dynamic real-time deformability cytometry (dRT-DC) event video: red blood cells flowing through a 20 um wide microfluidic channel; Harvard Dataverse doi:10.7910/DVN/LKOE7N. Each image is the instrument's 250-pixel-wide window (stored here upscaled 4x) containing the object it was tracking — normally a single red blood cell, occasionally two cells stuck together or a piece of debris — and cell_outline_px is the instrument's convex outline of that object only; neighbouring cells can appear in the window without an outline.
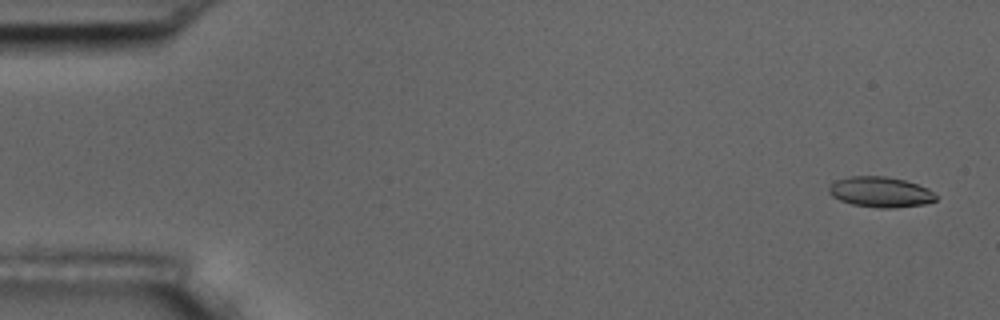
{"species": "common noctule bat (a hibernating species)", "species_latin": "Nyctalus noctula", "temperature_condition": "room temperature", "stored_images_in_passage": 16, "camera_frame_rate_fps": 3000, "um_per_image_px": 0.085, "animal": {"sex": "male", "body_mass_g": 17.5, "forearm_length_mm": 52.3}, "frame": {"image": 1, "passage_image": 3, "time_ms": 0.667, "image_size_px": [1000, 320], "cell_outline_px": [[936, 200], [924, 204], [896, 208], [876, 208], [852, 204], [840, 200], [832, 196], [828, 192], [828, 188], [836, 180], [848, 176], [884, 176], [904, 180], [928, 188], [936, 196]], "centroid_in_image_um": [74.82, 16.33], "position_along_channel_um": 10.2, "area_um2": 18.96}}